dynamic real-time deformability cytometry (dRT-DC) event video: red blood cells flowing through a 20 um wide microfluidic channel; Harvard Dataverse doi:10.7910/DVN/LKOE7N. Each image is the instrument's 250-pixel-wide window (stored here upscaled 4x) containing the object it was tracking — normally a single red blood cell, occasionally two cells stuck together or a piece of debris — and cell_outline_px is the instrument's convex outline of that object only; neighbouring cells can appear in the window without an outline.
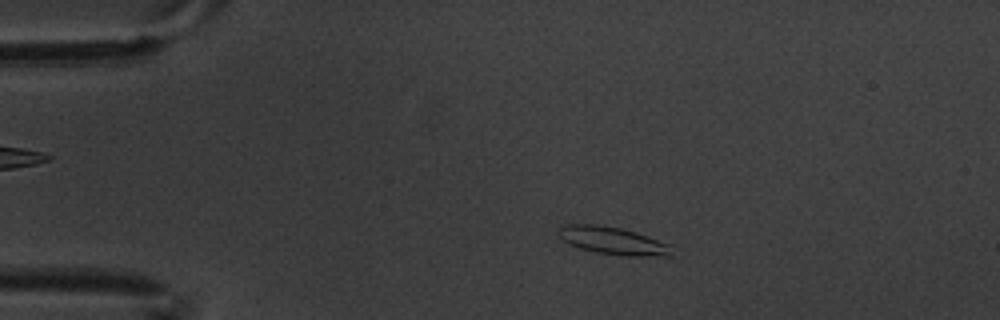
{"species": "common noctule bat (a hibernating species)", "species_latin": "Nyctalus noctula", "temperature_condition": "warm", "stored_images_in_passage": 5, "camera_frame_rate_fps": 3000, "um_per_image_px": 0.085, "animal": {"sex": "male", "body_mass_g": 20.1, "forearm_length_mm": 53.5}, "frame": {"image": 1, "passage_image": 2, "time_ms": 0.333, "image_size_px": [1000, 320], "cell_outline_px": [[672, 256], [624, 256], [596, 252], [580, 248], [568, 244], [556, 232], [560, 228], [568, 224], [596, 224], [620, 228], [636, 232], [672, 244]], "centroid_in_image_um": [52.15, 20.47], "position_along_channel_um": 32.9, "area_um2": 18.32}}
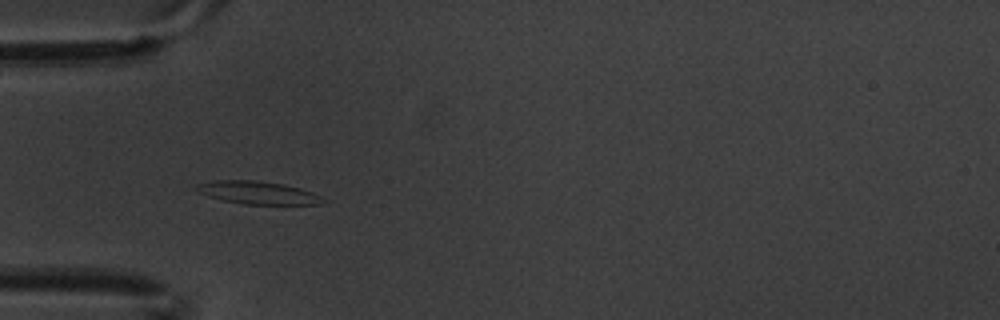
{"frame": {"image": 2, "passage_image": 4, "time_ms": 1.0, "image_size_px": [1000, 320], "cell_outline_px": [[324, 200], [320, 204], [244, 204], [220, 200], [208, 196], [192, 188], [196, 184], [212, 180], [256, 180], [284, 184], [300, 188], [312, 192], [320, 196]], "centroid_in_image_um": [21.84, 16.37], "position_along_channel_um": 63.2, "area_um2": 16.88}}